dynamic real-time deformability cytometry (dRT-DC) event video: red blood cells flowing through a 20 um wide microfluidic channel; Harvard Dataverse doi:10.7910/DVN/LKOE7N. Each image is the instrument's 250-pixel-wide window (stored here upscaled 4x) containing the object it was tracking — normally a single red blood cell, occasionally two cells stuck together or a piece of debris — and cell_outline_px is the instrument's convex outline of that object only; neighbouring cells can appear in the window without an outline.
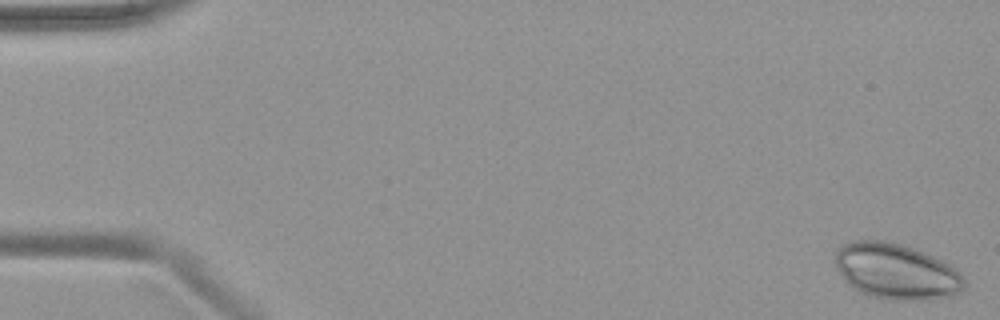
{"species": "common noctule bat (a hibernating species)", "species_latin": "Nyctalus noctula", "temperature_condition": "warm", "stored_images_in_passage": 50, "camera_frame_rate_fps": 3000, "um_per_image_px": 0.085, "animal": {"sex": "female", "body_mass_g": 19.9}, "frame": {"image": 1, "passage_image": 1, "time_ms": 0.0, "image_size_px": [1000, 320], "cell_outline_px": [[964, 288], [960, 292], [948, 296], [928, 300], [892, 300], [872, 296], [860, 292], [852, 288], [844, 280], [836, 268], [832, 260], [836, 252], [844, 244], [856, 240], [884, 240], [900, 244], [912, 248], [932, 256], [956, 268], [960, 272], [964, 280]], "centroid_in_image_um": [76.14, 23.07], "position_along_channel_um": 8.9, "area_um2": 41.96}}
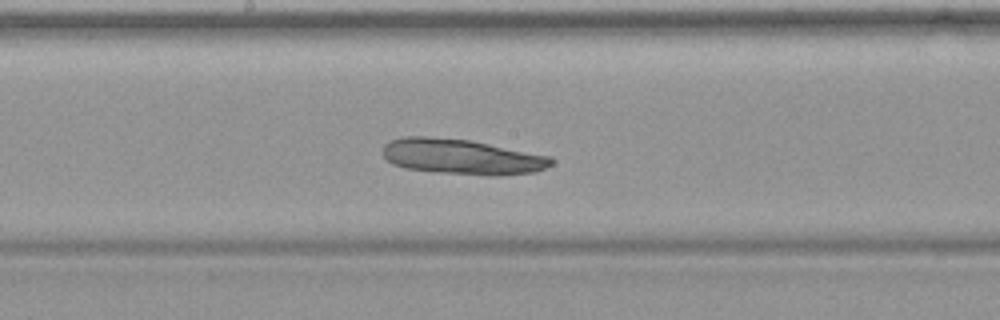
{"frame": {"image": 2, "passage_image": 27, "time_ms": 8.667, "image_size_px": [1000, 320], "cell_outline_px": [[556, 160], [552, 164], [536, 172], [500, 176], [492, 176], [440, 172], [404, 168], [392, 164], [384, 156], [384, 144], [388, 140], [404, 136], [424, 136], [468, 140], [552, 156]], "centroid_in_image_um": [39.28, 13.32], "position_along_channel_um": 208.9, "area_um2": 34.8}}
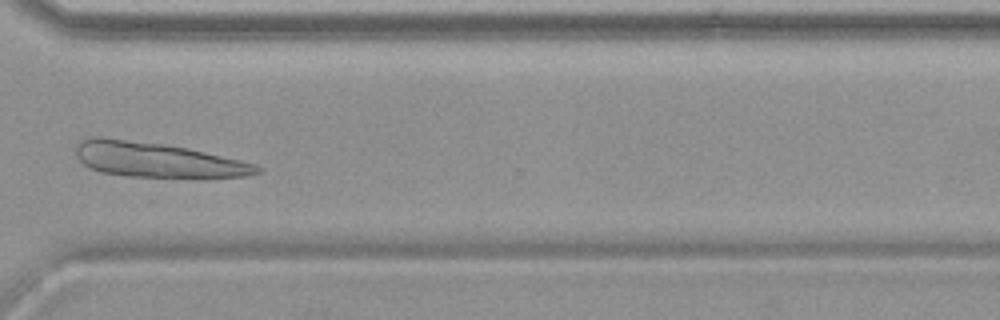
{"frame": {"image": 3, "passage_image": 38, "time_ms": 12.333, "image_size_px": [1000, 320], "cell_outline_px": [[264, 168], [260, 172], [244, 176], [208, 180], [128, 176], [100, 172], [88, 168], [76, 156], [76, 148], [80, 140], [96, 136], [100, 136], [164, 144], [188, 148], [240, 160], [256, 164]], "centroid_in_image_um": [13.43, 13.63], "position_along_channel_um": 357.2, "area_um2": 37.92}}